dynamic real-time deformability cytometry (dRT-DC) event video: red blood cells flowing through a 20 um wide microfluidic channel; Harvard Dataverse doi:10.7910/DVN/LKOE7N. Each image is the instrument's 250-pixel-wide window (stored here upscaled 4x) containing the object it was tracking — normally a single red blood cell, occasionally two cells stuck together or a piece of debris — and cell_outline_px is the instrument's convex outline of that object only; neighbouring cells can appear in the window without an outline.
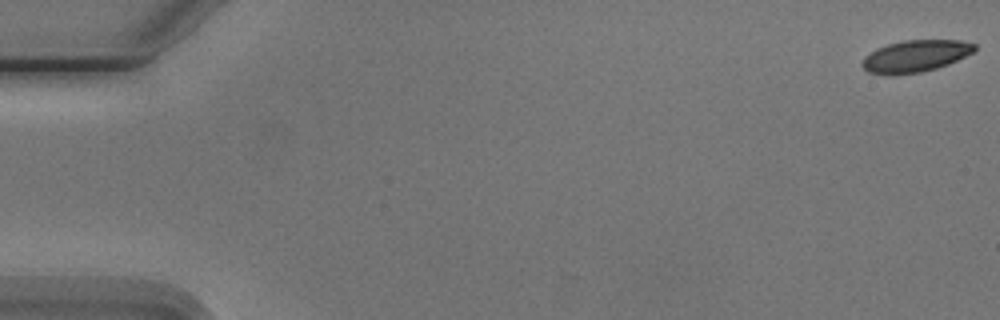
{"species": "Egyptian fruit bat (a non-hibernating species)", "species_latin": "Rousettus aegyptiacus", "temperature_condition": "cold", "stored_images_in_passage": 6, "camera_frame_rate_fps": 3000, "um_per_image_px": 0.085, "animal": {"sex": "male"}, "frame": {"image": 1, "passage_image": 1, "time_ms": 0.0, "image_size_px": [1000, 320], "cell_outline_px": [[976, 48], [972, 52], [948, 64], [936, 68], [920, 72], [892, 76], [868, 72], [860, 64], [864, 56], [876, 48], [888, 44], [904, 40], [960, 40], [976, 44]], "centroid_in_image_um": [77.76, 4.77], "position_along_channel_um": 7.2, "area_um2": 20.92}}
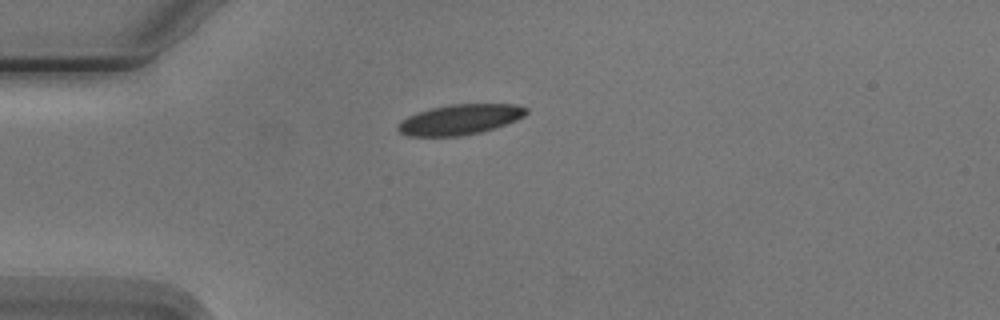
{"frame": {"image": 2, "passage_image": 5, "time_ms": 4.667, "image_size_px": [1000, 320], "cell_outline_px": [[528, 112], [524, 116], [516, 120], [480, 132], [460, 136], [408, 136], [400, 132], [396, 128], [400, 120], [408, 116], [432, 108], [452, 104], [516, 104], [528, 108]], "centroid_in_image_um": [39.09, 10.15], "position_along_channel_um": 45.9, "area_um2": 22.43}}